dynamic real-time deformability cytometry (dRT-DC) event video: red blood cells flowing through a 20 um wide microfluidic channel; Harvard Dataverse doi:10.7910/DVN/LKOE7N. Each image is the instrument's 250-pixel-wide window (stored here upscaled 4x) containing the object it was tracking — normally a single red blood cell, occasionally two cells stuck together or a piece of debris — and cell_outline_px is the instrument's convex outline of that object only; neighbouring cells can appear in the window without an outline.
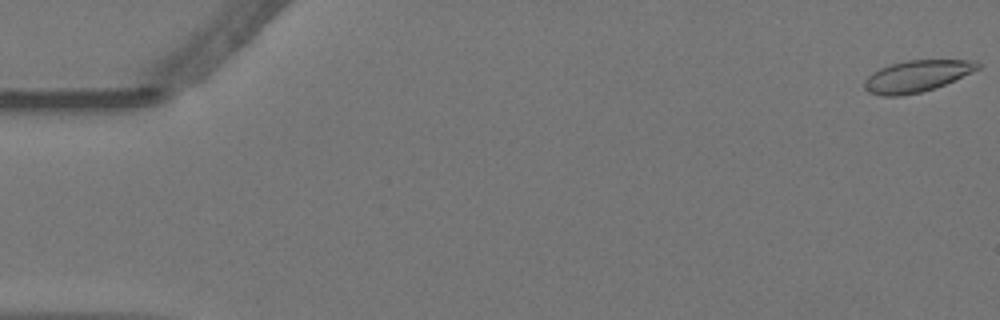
{"species": "Egyptian fruit bat (a non-hibernating species)", "species_latin": "Rousettus aegyptiacus", "temperature_condition": "warm", "stored_images_in_passage": 58, "camera_frame_rate_fps": 3000, "um_per_image_px": 0.085, "animal": {"sex": "female"}, "frame": {"image": 1, "passage_image": 1, "time_ms": 0.0, "image_size_px": [1000, 320], "cell_outline_px": [[980, 68], [944, 84], [920, 92], [900, 96], [880, 96], [868, 92], [864, 88], [864, 80], [872, 72], [880, 68], [892, 64], [908, 60], [976, 60], [980, 64]], "centroid_in_image_um": [77.88, 6.47], "position_along_channel_um": 7.1, "area_um2": 20.63}}
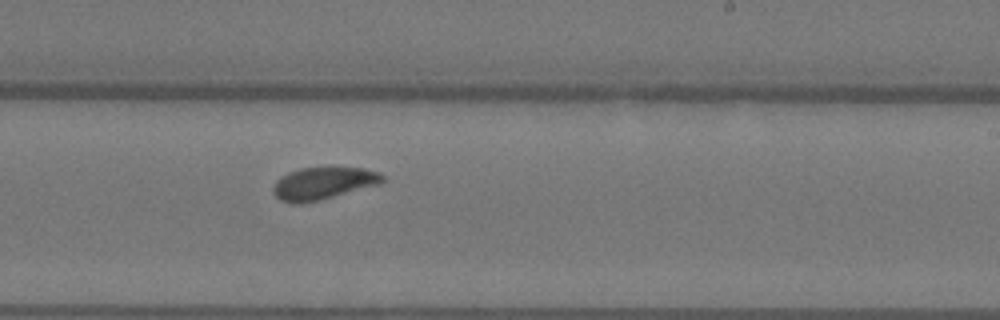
{"frame": {"image": 2, "passage_image": 35, "time_ms": 11.333, "image_size_px": [1000, 320], "cell_outline_px": [[384, 180], [380, 184], [320, 200], [300, 204], [288, 204], [280, 200], [272, 192], [272, 188], [276, 180], [280, 176], [288, 172], [300, 168], [364, 168], [376, 172], [384, 176]], "centroid_in_image_um": [27.41, 15.6], "position_along_channel_um": 261.6, "area_um2": 20.63}}
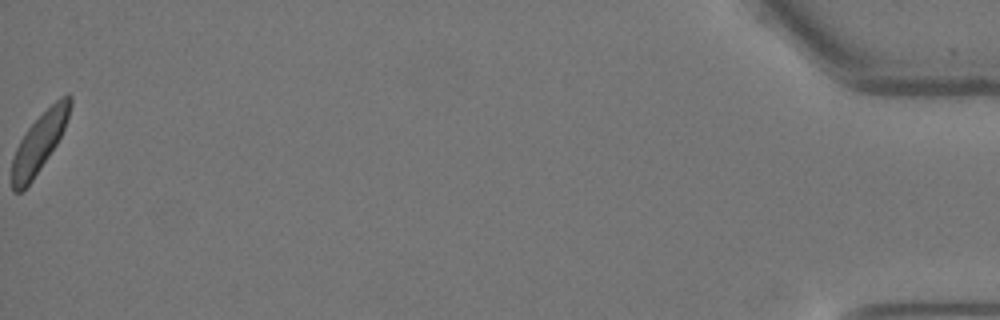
{"frame": {"image": 3, "passage_image": 58, "time_ms": 19.0, "image_size_px": [1000, 320], "cell_outline_px": [[72, 104], [64, 128], [56, 144], [32, 180], [20, 192], [12, 192], [12, 156], [20, 140], [28, 128], [60, 96], [68, 92], [72, 96]], "centroid_in_image_um": [3.33, 12.09], "position_along_channel_um": 431.9, "area_um2": 19.54}, "authors_computed_cell_mechanics": {"area_um2": 20.8369, "velocity_mm_per_s": 3.5466, "shape_relaxation_time_tau1_ms": 3.3056, "shape_relaxation_time_tau2_ms": 0.9338, "deformation_change_tau1": 0.104, "deformation_change_tau2": 0.061}}